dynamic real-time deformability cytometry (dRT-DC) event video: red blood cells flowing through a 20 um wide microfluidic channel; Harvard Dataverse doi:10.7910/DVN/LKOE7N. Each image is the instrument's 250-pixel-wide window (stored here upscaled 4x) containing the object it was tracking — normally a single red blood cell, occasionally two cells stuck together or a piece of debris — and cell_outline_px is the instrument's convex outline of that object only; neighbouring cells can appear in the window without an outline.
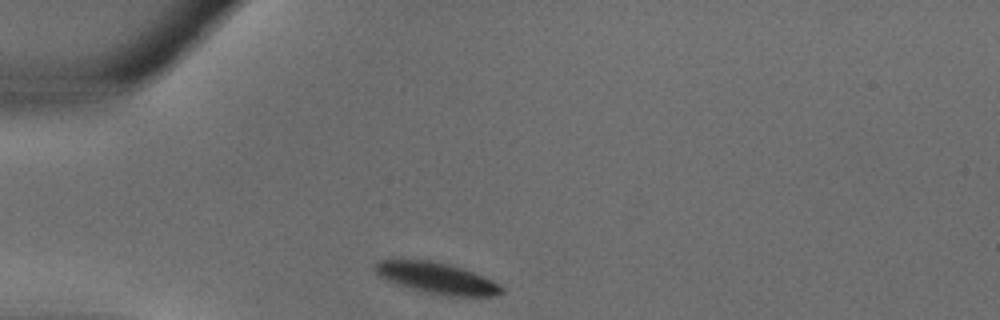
{"species": "common noctule bat (a hibernating species)", "species_latin": "Nyctalus noctula", "temperature_condition": "warm", "stored_images_in_passage": 25, "camera_frame_rate_fps": 3000, "um_per_image_px": 0.085, "animal": {"sex": "male", "body_mass_g": 18.8}, "frame": {"image": 1, "passage_image": 1, "time_ms": 0.0, "image_size_px": [1000, 320], "cell_outline_px": [[504, 292], [492, 296], [448, 296], [424, 292], [388, 280], [380, 276], [372, 268], [380, 260], [392, 256], [432, 260], [464, 268], [484, 276], [492, 280], [504, 288]], "centroid_in_image_um": [37.08, 23.58], "position_along_channel_um": 47.9, "area_um2": 23.52}}
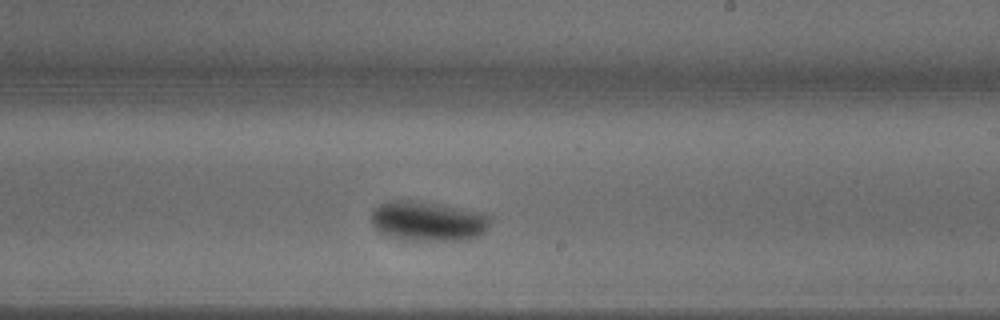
{"frame": {"image": 2, "passage_image": 13, "time_ms": 4.0, "image_size_px": [1000, 320], "cell_outline_px": [[492, 216], [488, 228], [480, 236], [468, 240], [400, 240], [388, 236], [380, 232], [372, 224], [372, 212], [380, 204], [392, 200], [424, 200], [484, 212]], "centroid_in_image_um": [36.44, 18.78], "position_along_channel_um": 252.6, "area_um2": 28.26}}
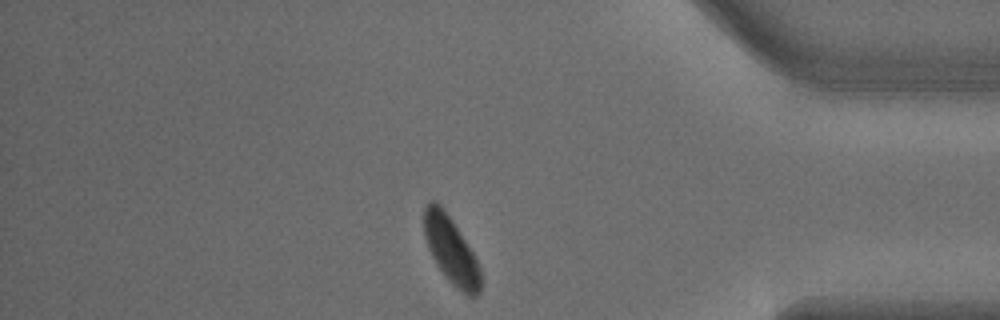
{"frame": {"image": 3, "passage_image": 22, "time_ms": 7.0, "image_size_px": [1000, 320], "cell_outline_px": [[484, 280], [480, 292], [476, 296], [468, 296], [456, 288], [448, 280], [436, 264], [428, 248], [424, 236], [424, 208], [432, 200], [436, 200], [444, 208], [452, 220], [472, 252], [480, 268]], "centroid_in_image_um": [38.36, 21.3], "position_along_channel_um": 396.8, "area_um2": 22.2}}